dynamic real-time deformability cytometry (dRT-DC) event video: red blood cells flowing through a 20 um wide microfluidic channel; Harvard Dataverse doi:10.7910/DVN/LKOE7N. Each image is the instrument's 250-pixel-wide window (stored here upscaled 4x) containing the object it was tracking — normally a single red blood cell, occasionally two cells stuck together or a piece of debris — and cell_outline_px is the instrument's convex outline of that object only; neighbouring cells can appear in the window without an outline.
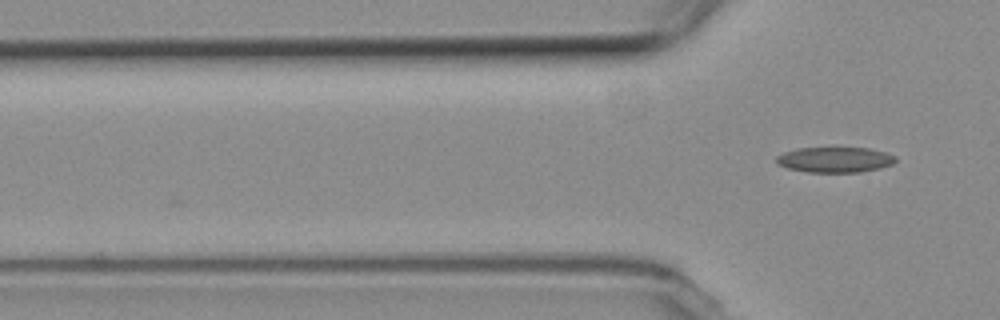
{"species": "common noctule bat (a hibernating species)", "species_latin": "Nyctalus noctula", "temperature_condition": "room temperature", "stored_images_in_passage": 4, "camera_frame_rate_fps": 3000, "um_per_image_px": 0.085, "animal": {"sex": "female", "body_mass_g": 19.3, "forearm_length_mm": 54.1}, "frame": {"image": 1, "passage_image": 4, "time_ms": 1.0, "image_size_px": [1000, 320], "cell_outline_px": [[896, 160], [892, 164], [880, 168], [860, 172], [808, 172], [788, 168], [780, 164], [776, 160], [776, 156], [784, 152], [796, 148], [868, 148], [884, 152], [896, 156]], "centroid_in_image_um": [70.98, 13.57], "position_along_channel_um": 54.8, "area_um2": 17.51}}